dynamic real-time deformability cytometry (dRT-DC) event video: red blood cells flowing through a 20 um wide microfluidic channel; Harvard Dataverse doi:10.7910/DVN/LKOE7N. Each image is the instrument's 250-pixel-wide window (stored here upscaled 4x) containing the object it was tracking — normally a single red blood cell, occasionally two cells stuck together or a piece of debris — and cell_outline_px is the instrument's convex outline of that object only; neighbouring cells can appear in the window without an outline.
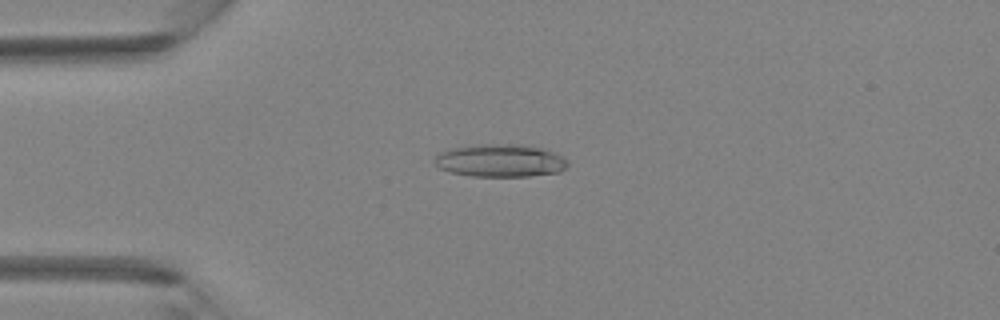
{"species": "Egyptian fruit bat (a non-hibernating species)", "species_latin": "Rousettus aegyptiacus", "temperature_condition": "room temperature", "stored_images_in_passage": 4, "camera_frame_rate_fps": 3000, "um_per_image_px": 0.085, "animal": {"sex": "female"}, "frame": {"image": 1, "passage_image": 3, "time_ms": 0.667, "image_size_px": [1000, 320], "cell_outline_px": [[568, 164], [560, 172], [528, 176], [472, 176], [452, 172], [436, 168], [432, 164], [432, 160], [440, 152], [452, 148], [484, 144], [516, 144], [544, 148], [568, 160]], "centroid_in_image_um": [42.48, 13.65], "position_along_channel_um": 42.5, "area_um2": 25.43}}